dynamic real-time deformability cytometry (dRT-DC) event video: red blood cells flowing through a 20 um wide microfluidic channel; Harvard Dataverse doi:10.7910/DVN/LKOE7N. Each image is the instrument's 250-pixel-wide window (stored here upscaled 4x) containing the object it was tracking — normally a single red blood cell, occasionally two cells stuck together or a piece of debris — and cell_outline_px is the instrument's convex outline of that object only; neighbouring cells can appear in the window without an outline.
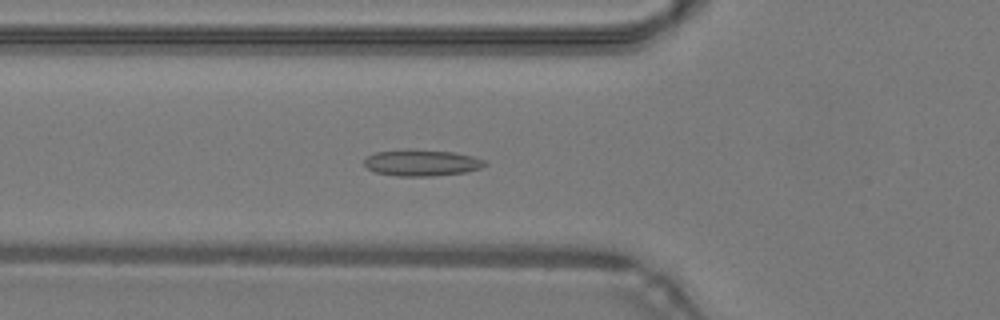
{"species": "common noctule bat (a hibernating species)", "species_latin": "Nyctalus noctula", "temperature_condition": "warm", "stored_images_in_passage": 49, "camera_frame_rate_fps": 3000, "um_per_image_px": 0.085, "animal": {"sex": "male", "body_mass_g": 19.2, "forearm_length_mm": 51.8}, "frame": {"image": 1, "passage_image": 18, "time_ms": 5.667, "image_size_px": [1000, 320], "cell_outline_px": [[488, 164], [480, 168], [464, 172], [432, 176], [396, 176], [376, 172], [368, 168], [364, 164], [364, 160], [368, 156], [376, 152], [404, 148], [408, 148], [452, 152], [472, 156], [484, 160]], "centroid_in_image_um": [35.82, 13.82], "position_along_channel_um": 90.0, "area_um2": 18.61}}
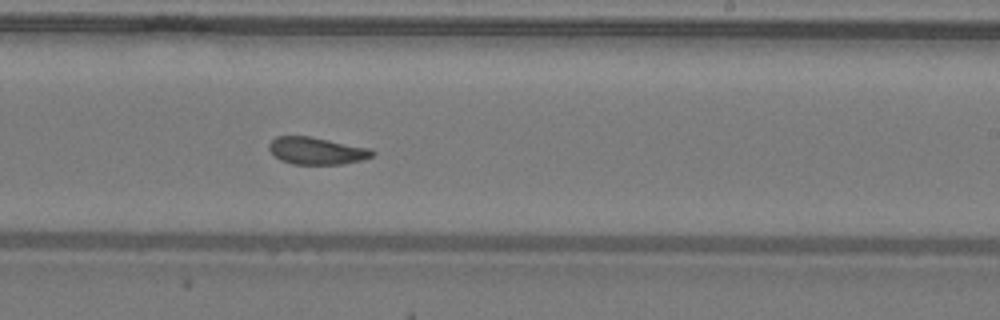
{"frame": {"image": 2, "passage_image": 30, "time_ms": 9.667, "image_size_px": [1000, 320], "cell_outline_px": [[376, 152], [372, 156], [360, 160], [340, 164], [292, 164], [280, 160], [268, 148], [268, 144], [276, 136], [308, 136], [372, 148]], "centroid_in_image_um": [26.92, 12.81], "position_along_channel_um": 262.1, "area_um2": 16.3}}
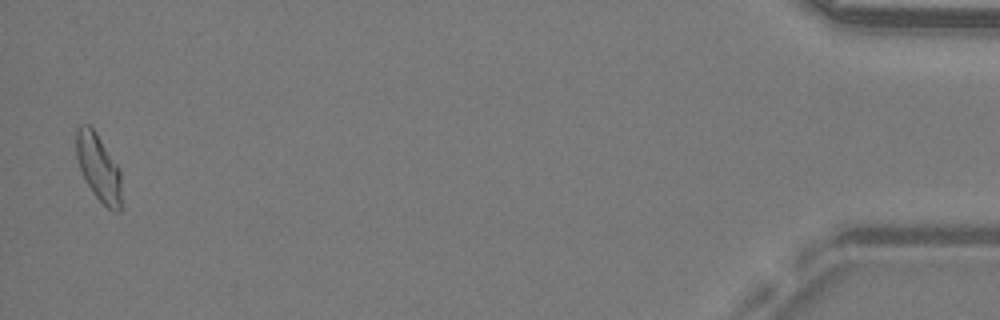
{"frame": {"image": 3, "passage_image": 48, "time_ms": 15.667, "image_size_px": [1000, 320], "cell_outline_px": [[120, 212], [116, 212], [108, 208], [92, 192], [84, 180], [76, 156], [76, 128], [80, 124], [88, 124], [96, 132], [116, 164], [120, 172]], "centroid_in_image_um": [8.34, 14.22], "position_along_channel_um": 426.9, "area_um2": 17.4}, "authors_computed_cell_mechanics": {"area_um2": 17.34, "velocity_mm_per_s": 4.2824, "shape_relaxation_time_tau1_ms": null, "shape_relaxation_time_tau2_ms": 2.3221, "deformation_change_tau1": null, "deformation_change_tau2": 0.0779}}